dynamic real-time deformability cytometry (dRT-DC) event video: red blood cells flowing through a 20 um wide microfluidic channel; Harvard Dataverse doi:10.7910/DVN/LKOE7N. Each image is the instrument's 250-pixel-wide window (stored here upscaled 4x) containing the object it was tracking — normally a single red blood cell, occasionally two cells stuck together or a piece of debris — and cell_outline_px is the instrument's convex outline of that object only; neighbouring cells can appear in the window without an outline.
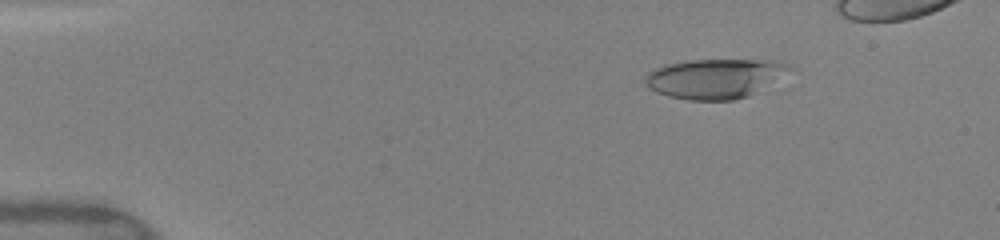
{"species": "human", "species_latin": "Homo sapiens", "temperature_condition": "warm", "stored_images_in_passage": 45, "camera_frame_rate_fps": 3000, "um_per_image_px": 0.085, "donor": {"sex": "female"}, "frame": {"image": 1, "passage_image": 7, "time_ms": 2.0, "image_size_px": [1000, 240], "cell_outline_px": [[796, 68], [748, 96], [732, 100], [688, 100], [668, 96], [656, 92], [644, 84], [644, 80], [648, 72], [656, 68], [668, 64], [688, 60], [772, 60], [788, 64]], "centroid_in_image_um": [60.75, 6.67], "position_along_channel_um": 24.2, "area_um2": 33.18}}
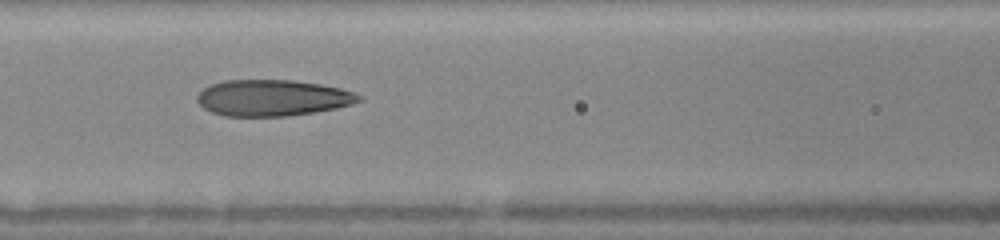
{"frame": {"image": 2, "passage_image": 22, "time_ms": 7.0, "image_size_px": [1000, 240], "cell_outline_px": [[364, 100], [352, 104], [336, 108], [288, 116], [224, 116], [212, 112], [204, 108], [196, 100], [196, 96], [204, 88], [212, 84], [224, 80], [292, 80], [320, 84], [340, 88], [352, 92], [360, 96]], "centroid_in_image_um": [23.15, 8.32], "position_along_channel_um": 143.4, "area_um2": 34.04}}
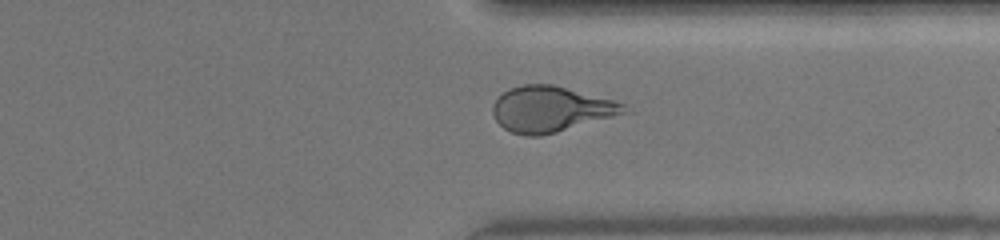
{"frame": {"image": 3, "passage_image": 38, "time_ms": 12.333, "image_size_px": [1000, 240], "cell_outline_px": [[636, 112], [540, 136], [528, 136], [512, 132], [504, 128], [496, 120], [492, 112], [492, 104], [508, 88], [524, 84], [552, 84], [612, 100], [624, 104]], "centroid_in_image_um": [46.89, 9.28], "position_along_channel_um": 364.5, "area_um2": 35.2}}